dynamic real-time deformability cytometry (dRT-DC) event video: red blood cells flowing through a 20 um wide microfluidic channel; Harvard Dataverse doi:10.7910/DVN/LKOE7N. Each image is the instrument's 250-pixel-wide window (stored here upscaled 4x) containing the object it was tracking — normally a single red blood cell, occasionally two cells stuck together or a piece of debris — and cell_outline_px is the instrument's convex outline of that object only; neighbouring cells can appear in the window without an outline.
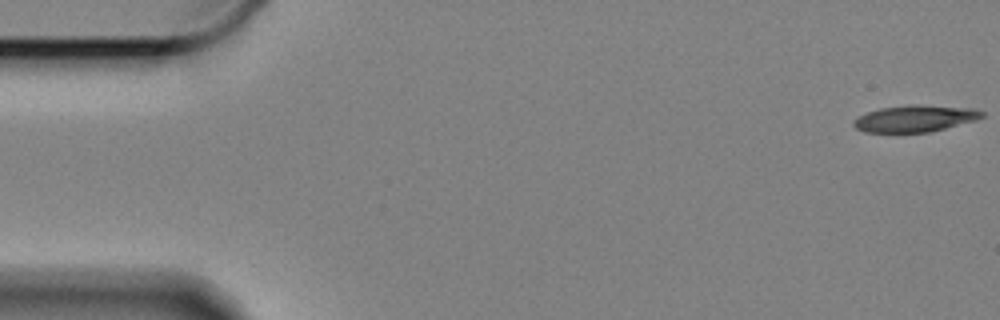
{"species": "Egyptian fruit bat (a non-hibernating species)", "species_latin": "Rousettus aegyptiacus", "temperature_condition": "cold", "stored_images_in_passage": 17, "camera_frame_rate_fps": 3000, "um_per_image_px": 0.085, "animal": {"sex": "female"}, "frame": {"image": 1, "passage_image": 1, "time_ms": 0.0, "image_size_px": [1000, 320], "cell_outline_px": [[984, 116], [976, 120], [928, 132], [864, 132], [856, 128], [852, 124], [852, 120], [868, 112], [880, 108], [908, 104], [920, 104], [976, 108], [984, 112]], "centroid_in_image_um": [77.79, 10.05], "position_along_channel_um": 7.2, "area_um2": 20.06}}
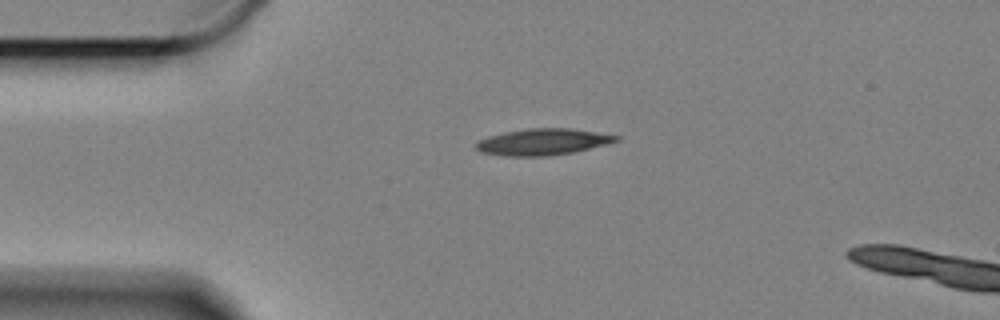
{"frame": {"image": 2, "passage_image": 13, "time_ms": 4.0, "image_size_px": [1000, 320], "cell_outline_px": [[620, 140], [608, 144], [576, 152], [548, 156], [504, 156], [480, 152], [476, 148], [476, 144], [480, 140], [488, 136], [504, 132], [528, 128], [568, 128], [620, 136]], "centroid_in_image_um": [46.15, 12.07], "position_along_channel_um": 38.8, "area_um2": 21.62}}